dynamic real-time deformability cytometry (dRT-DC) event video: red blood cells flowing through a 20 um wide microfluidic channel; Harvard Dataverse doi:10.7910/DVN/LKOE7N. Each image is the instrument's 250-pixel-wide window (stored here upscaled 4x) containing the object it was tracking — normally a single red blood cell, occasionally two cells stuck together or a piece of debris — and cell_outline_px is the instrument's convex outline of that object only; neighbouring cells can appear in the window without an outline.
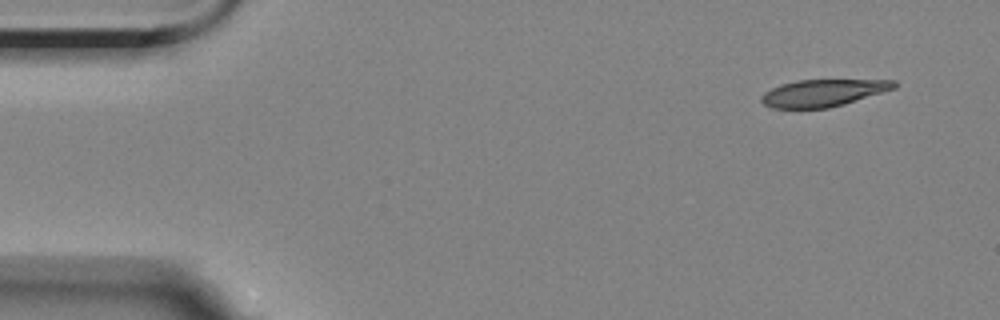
{"species": "Egyptian fruit bat (a non-hibernating species)", "species_latin": "Rousettus aegyptiacus", "temperature_condition": "room temperature", "stored_images_in_passage": 3, "camera_frame_rate_fps": 3000, "um_per_image_px": 0.085, "animal": {"sex": "female"}, "frame": {"image": 1, "passage_image": 1, "time_ms": 0.0, "image_size_px": [1000, 320], "cell_outline_px": [[896, 88], [844, 104], [828, 108], [772, 108], [764, 104], [760, 100], [760, 96], [764, 92], [780, 84], [800, 80], [896, 80]], "centroid_in_image_um": [69.94, 7.9], "position_along_channel_um": 15.1, "area_um2": 20.87}}